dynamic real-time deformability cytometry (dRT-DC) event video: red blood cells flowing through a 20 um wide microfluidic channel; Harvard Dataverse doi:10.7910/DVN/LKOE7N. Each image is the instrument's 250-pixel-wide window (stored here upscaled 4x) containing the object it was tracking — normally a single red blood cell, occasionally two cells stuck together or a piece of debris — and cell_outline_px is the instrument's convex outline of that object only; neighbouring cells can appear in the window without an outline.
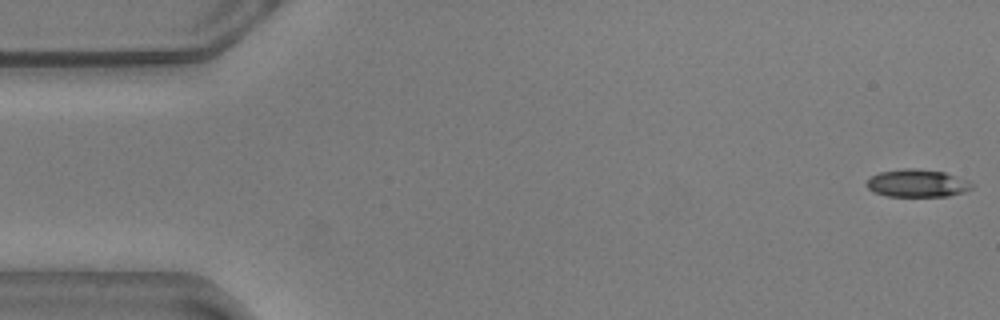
{"species": "common noctule bat (a hibernating species)", "species_latin": "Nyctalus noctula", "temperature_condition": "warm", "stored_images_in_passage": 11, "camera_frame_rate_fps": 3000, "um_per_image_px": 0.085, "animal": {"sex": "male", "body_mass_g": 20.5, "forearm_length_mm": 52.5}, "frame": {"image": 1, "passage_image": 1, "time_ms": 0.0, "image_size_px": [1000, 320], "cell_outline_px": [[976, 184], [972, 188], [964, 192], [948, 196], [888, 196], [872, 192], [864, 184], [872, 176], [880, 172], [904, 168], [912, 168], [944, 172], [968, 180]], "centroid_in_image_um": [77.97, 15.58], "position_along_channel_um": 7.0, "area_um2": 17.05}}